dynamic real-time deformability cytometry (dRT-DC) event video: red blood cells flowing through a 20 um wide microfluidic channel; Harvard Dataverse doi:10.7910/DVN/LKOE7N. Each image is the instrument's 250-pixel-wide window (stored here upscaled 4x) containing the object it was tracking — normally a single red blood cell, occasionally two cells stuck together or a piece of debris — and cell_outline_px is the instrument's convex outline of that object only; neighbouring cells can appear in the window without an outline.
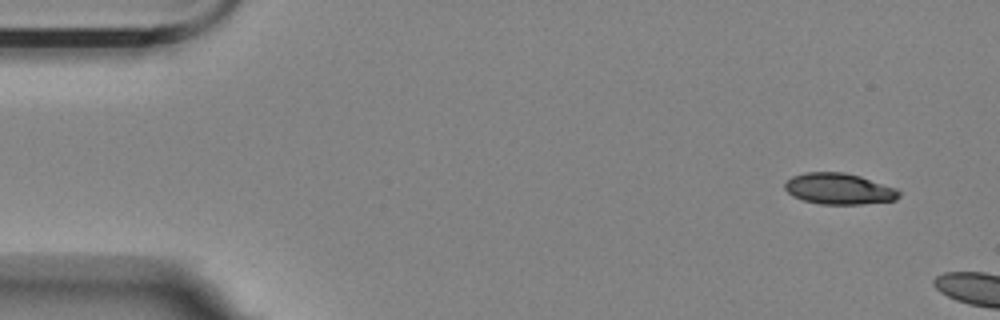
{"species": "Egyptian fruit bat (a non-hibernating species)", "species_latin": "Rousettus aegyptiacus", "temperature_condition": "room temperature", "stored_images_in_passage": 3, "camera_frame_rate_fps": 3000, "um_per_image_px": 0.085, "animal": {"sex": "female"}, "frame": {"image": 1, "passage_image": 1, "time_ms": 0.0, "image_size_px": [1000, 320], "cell_outline_px": [[900, 196], [896, 200], [860, 204], [820, 204], [804, 200], [792, 196], [784, 188], [784, 184], [792, 176], [804, 172], [844, 172], [860, 176], [896, 188], [900, 192]], "centroid_in_image_um": [71.3, 16.04], "position_along_channel_um": 13.7, "area_um2": 20.69}}